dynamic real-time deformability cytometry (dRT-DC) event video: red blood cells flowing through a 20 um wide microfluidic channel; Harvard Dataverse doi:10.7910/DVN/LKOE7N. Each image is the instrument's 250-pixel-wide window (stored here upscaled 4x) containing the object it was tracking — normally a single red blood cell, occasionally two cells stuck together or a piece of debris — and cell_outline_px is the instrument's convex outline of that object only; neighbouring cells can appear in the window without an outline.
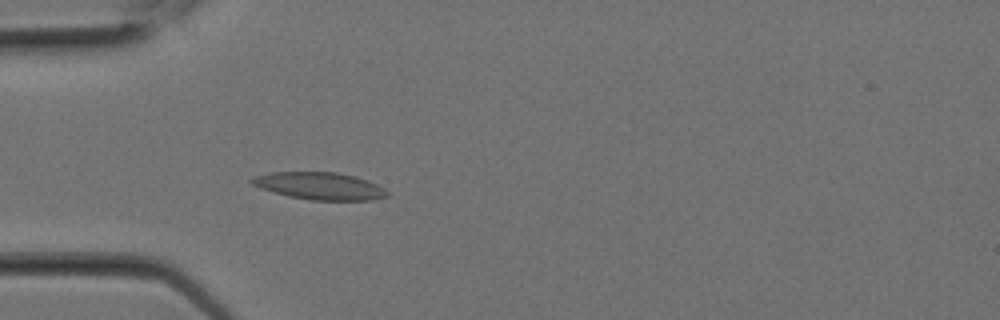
{"species": "Egyptian fruit bat (a non-hibernating species)", "species_latin": "Rousettus aegyptiacus", "temperature_condition": "room temperature", "stored_images_in_passage": 1, "camera_frame_rate_fps": 3000, "um_per_image_px": 0.085, "animal": {"sex": "female"}, "frame": {"image": 1, "passage_image": 1, "time_ms": 0.0, "image_size_px": [1000, 320], "cell_outline_px": [[388, 196], [376, 200], [312, 200], [288, 196], [260, 188], [252, 184], [248, 180], [252, 176], [272, 172], [336, 172], [368, 180], [384, 188], [388, 192]], "centroid_in_image_um": [27.16, 15.81], "position_along_channel_um": 57.8, "area_um2": 21.56}}